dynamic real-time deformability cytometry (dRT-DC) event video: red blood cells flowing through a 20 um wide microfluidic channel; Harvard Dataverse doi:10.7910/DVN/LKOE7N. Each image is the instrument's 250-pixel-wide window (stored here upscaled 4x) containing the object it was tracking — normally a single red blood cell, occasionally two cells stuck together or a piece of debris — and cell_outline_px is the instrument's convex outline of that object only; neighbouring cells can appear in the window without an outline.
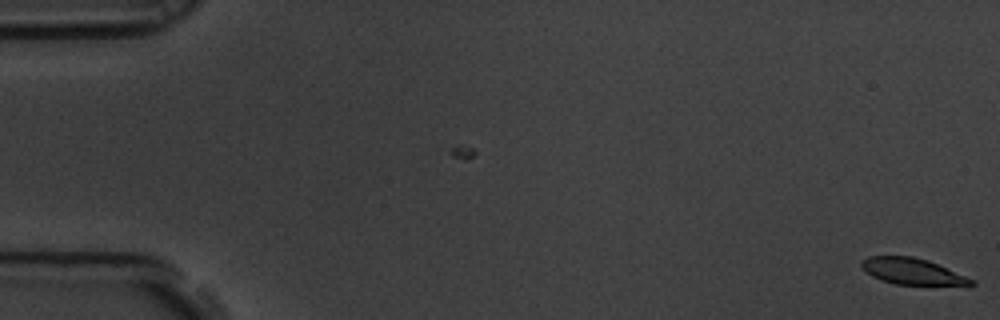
{"species": "common noctule bat (a hibernating species)", "species_latin": "Nyctalus noctula", "temperature_condition": "room temperature", "stored_images_in_passage": 5, "camera_frame_rate_fps": 3000, "um_per_image_px": 0.085, "animal": {"sex": "male", "body_mass_g": 19.5, "forearm_length_mm": 54.6}, "frame": {"image": 1, "passage_image": 5, "time_ms": 1.333, "image_size_px": [1000, 320], "cell_outline_px": [[976, 284], [968, 288], [896, 284], [880, 280], [872, 276], [860, 264], [860, 260], [868, 256], [912, 256], [928, 260], [976, 280]], "centroid_in_image_um": [77.7, 23.12], "position_along_channel_um": 7.3, "area_um2": 17.63}}